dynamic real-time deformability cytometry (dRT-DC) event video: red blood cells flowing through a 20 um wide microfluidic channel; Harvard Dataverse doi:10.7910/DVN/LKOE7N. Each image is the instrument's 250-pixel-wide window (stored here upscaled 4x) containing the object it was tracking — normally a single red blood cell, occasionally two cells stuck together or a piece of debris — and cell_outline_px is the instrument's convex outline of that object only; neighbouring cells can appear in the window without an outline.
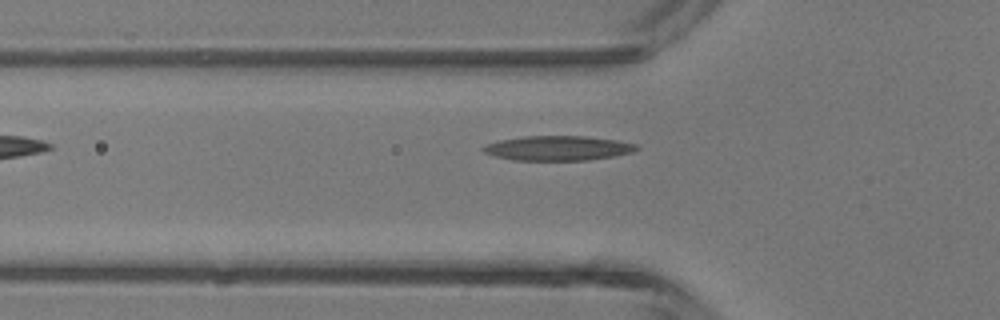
{"species": "common noctule bat (a hibernating species)", "species_latin": "Nyctalus noctula", "temperature_condition": "room temperature", "stored_images_in_passage": 4, "camera_frame_rate_fps": 3000, "um_per_image_px": 0.085, "animal": {"sex": "male", "body_mass_g": 13.3}, "frame": {"image": 1, "passage_image": 4, "time_ms": 3.667, "image_size_px": [1000, 320], "cell_outline_px": [[640, 148], [632, 152], [612, 156], [588, 160], [512, 160], [496, 156], [484, 152], [480, 148], [488, 144], [500, 140], [524, 136], [584, 136], [616, 140], [640, 144]], "centroid_in_image_um": [47.46, 12.59], "position_along_channel_um": 78.3, "area_um2": 21.96}}